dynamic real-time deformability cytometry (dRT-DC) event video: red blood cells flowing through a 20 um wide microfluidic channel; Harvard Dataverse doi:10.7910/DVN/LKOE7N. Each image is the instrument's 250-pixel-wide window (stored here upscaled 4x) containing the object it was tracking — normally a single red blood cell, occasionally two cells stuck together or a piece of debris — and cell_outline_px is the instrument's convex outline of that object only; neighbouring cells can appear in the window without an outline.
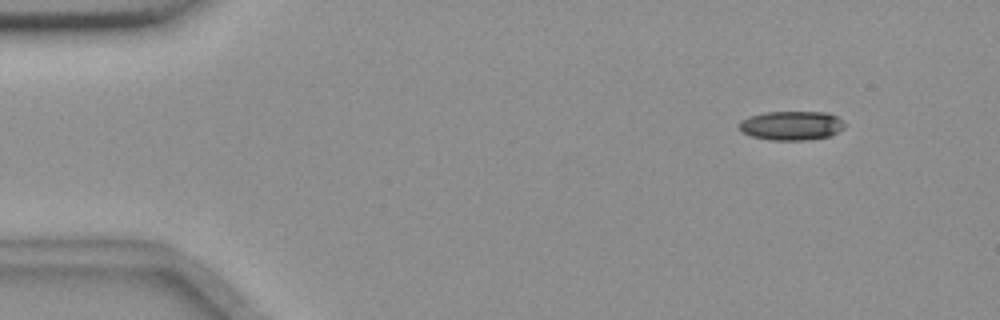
{"species": "common noctule bat (a hibernating species)", "species_latin": "Nyctalus noctula", "temperature_condition": "room temperature", "stored_images_in_passage": 5, "camera_frame_rate_fps": 3000, "um_per_image_px": 0.085, "animal": {"sex": "female", "body_mass_g": 18.4}, "frame": {"image": 1, "passage_image": 2, "time_ms": 1.0, "image_size_px": [1000, 320], "cell_outline_px": [[844, 128], [828, 136], [808, 140], [772, 140], [752, 136], [744, 132], [736, 124], [740, 120], [764, 112], [828, 112], [844, 120]], "centroid_in_image_um": [67.28, 10.66], "position_along_channel_um": 17.7, "area_um2": 17.86}}
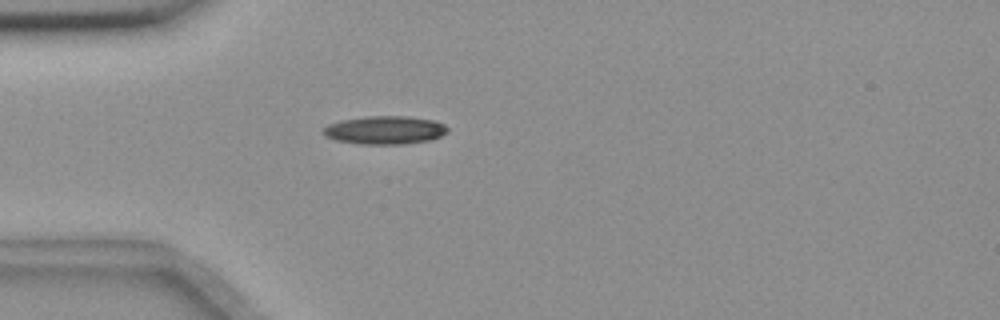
{"frame": {"image": 2, "passage_image": 5, "time_ms": 4.333, "image_size_px": [1000, 320], "cell_outline_px": [[448, 132], [440, 136], [428, 140], [400, 144], [364, 144], [336, 140], [324, 136], [320, 132], [328, 124], [340, 120], [368, 116], [408, 116], [432, 120], [444, 124], [448, 128]], "centroid_in_image_um": [32.68, 11.05], "position_along_channel_um": 52.3, "area_um2": 20.4}}